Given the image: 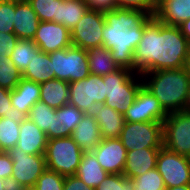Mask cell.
Here are the masks:
<instances>
[{
  "label": "cell",
  "instance_id": "1",
  "mask_svg": "<svg viewBox=\"0 0 190 190\" xmlns=\"http://www.w3.org/2000/svg\"><path fill=\"white\" fill-rule=\"evenodd\" d=\"M190 43L179 26H168L154 17L145 25L142 38L133 53L134 72L181 69L185 67Z\"/></svg>",
  "mask_w": 190,
  "mask_h": 190
},
{
  "label": "cell",
  "instance_id": "2",
  "mask_svg": "<svg viewBox=\"0 0 190 190\" xmlns=\"http://www.w3.org/2000/svg\"><path fill=\"white\" fill-rule=\"evenodd\" d=\"M103 46L112 53L120 68L134 72L133 53L142 38L145 25L153 15L141 10L115 8L103 12Z\"/></svg>",
  "mask_w": 190,
  "mask_h": 190
},
{
  "label": "cell",
  "instance_id": "3",
  "mask_svg": "<svg viewBox=\"0 0 190 190\" xmlns=\"http://www.w3.org/2000/svg\"><path fill=\"white\" fill-rule=\"evenodd\" d=\"M141 76L145 81L143 86L155 96L167 114L186 110L190 78L185 68L146 72Z\"/></svg>",
  "mask_w": 190,
  "mask_h": 190
},
{
  "label": "cell",
  "instance_id": "4",
  "mask_svg": "<svg viewBox=\"0 0 190 190\" xmlns=\"http://www.w3.org/2000/svg\"><path fill=\"white\" fill-rule=\"evenodd\" d=\"M140 78L142 76L139 73L127 68H120L103 76L106 94L104 104L124 114L129 106L133 104L138 91L143 86L144 81Z\"/></svg>",
  "mask_w": 190,
  "mask_h": 190
},
{
  "label": "cell",
  "instance_id": "5",
  "mask_svg": "<svg viewBox=\"0 0 190 190\" xmlns=\"http://www.w3.org/2000/svg\"><path fill=\"white\" fill-rule=\"evenodd\" d=\"M83 153L71 136L48 139L45 151L46 168L63 176L75 175Z\"/></svg>",
  "mask_w": 190,
  "mask_h": 190
},
{
  "label": "cell",
  "instance_id": "6",
  "mask_svg": "<svg viewBox=\"0 0 190 190\" xmlns=\"http://www.w3.org/2000/svg\"><path fill=\"white\" fill-rule=\"evenodd\" d=\"M55 79L73 82L86 78L90 72L87 50L71 45L49 53Z\"/></svg>",
  "mask_w": 190,
  "mask_h": 190
},
{
  "label": "cell",
  "instance_id": "7",
  "mask_svg": "<svg viewBox=\"0 0 190 190\" xmlns=\"http://www.w3.org/2000/svg\"><path fill=\"white\" fill-rule=\"evenodd\" d=\"M13 162L11 180L16 190H31L47 169L45 155H30L18 147L7 151Z\"/></svg>",
  "mask_w": 190,
  "mask_h": 190
},
{
  "label": "cell",
  "instance_id": "8",
  "mask_svg": "<svg viewBox=\"0 0 190 190\" xmlns=\"http://www.w3.org/2000/svg\"><path fill=\"white\" fill-rule=\"evenodd\" d=\"M119 139L128 151L163 146V122H126Z\"/></svg>",
  "mask_w": 190,
  "mask_h": 190
},
{
  "label": "cell",
  "instance_id": "9",
  "mask_svg": "<svg viewBox=\"0 0 190 190\" xmlns=\"http://www.w3.org/2000/svg\"><path fill=\"white\" fill-rule=\"evenodd\" d=\"M106 100L103 76L89 74L82 80L69 83V104L80 111L93 113L97 105Z\"/></svg>",
  "mask_w": 190,
  "mask_h": 190
},
{
  "label": "cell",
  "instance_id": "10",
  "mask_svg": "<svg viewBox=\"0 0 190 190\" xmlns=\"http://www.w3.org/2000/svg\"><path fill=\"white\" fill-rule=\"evenodd\" d=\"M163 146L190 158V111L169 113L163 121Z\"/></svg>",
  "mask_w": 190,
  "mask_h": 190
},
{
  "label": "cell",
  "instance_id": "11",
  "mask_svg": "<svg viewBox=\"0 0 190 190\" xmlns=\"http://www.w3.org/2000/svg\"><path fill=\"white\" fill-rule=\"evenodd\" d=\"M156 168L166 188L190 185V158L162 146L158 152Z\"/></svg>",
  "mask_w": 190,
  "mask_h": 190
},
{
  "label": "cell",
  "instance_id": "12",
  "mask_svg": "<svg viewBox=\"0 0 190 190\" xmlns=\"http://www.w3.org/2000/svg\"><path fill=\"white\" fill-rule=\"evenodd\" d=\"M104 24L105 18L102 11L88 9L70 31L72 45L84 50L103 46Z\"/></svg>",
  "mask_w": 190,
  "mask_h": 190
},
{
  "label": "cell",
  "instance_id": "13",
  "mask_svg": "<svg viewBox=\"0 0 190 190\" xmlns=\"http://www.w3.org/2000/svg\"><path fill=\"white\" fill-rule=\"evenodd\" d=\"M167 115L155 96L142 86L135 101L124 113V120L126 122H163Z\"/></svg>",
  "mask_w": 190,
  "mask_h": 190
},
{
  "label": "cell",
  "instance_id": "14",
  "mask_svg": "<svg viewBox=\"0 0 190 190\" xmlns=\"http://www.w3.org/2000/svg\"><path fill=\"white\" fill-rule=\"evenodd\" d=\"M33 41L45 53L68 48L72 45L70 30L54 21H40Z\"/></svg>",
  "mask_w": 190,
  "mask_h": 190
},
{
  "label": "cell",
  "instance_id": "15",
  "mask_svg": "<svg viewBox=\"0 0 190 190\" xmlns=\"http://www.w3.org/2000/svg\"><path fill=\"white\" fill-rule=\"evenodd\" d=\"M93 152L102 169L108 174H123L127 150L119 138H102Z\"/></svg>",
  "mask_w": 190,
  "mask_h": 190
},
{
  "label": "cell",
  "instance_id": "16",
  "mask_svg": "<svg viewBox=\"0 0 190 190\" xmlns=\"http://www.w3.org/2000/svg\"><path fill=\"white\" fill-rule=\"evenodd\" d=\"M48 138L34 122L27 117L20 123L19 138L16 147L26 154L45 155Z\"/></svg>",
  "mask_w": 190,
  "mask_h": 190
},
{
  "label": "cell",
  "instance_id": "17",
  "mask_svg": "<svg viewBox=\"0 0 190 190\" xmlns=\"http://www.w3.org/2000/svg\"><path fill=\"white\" fill-rule=\"evenodd\" d=\"M153 17L168 26H179L190 19V0H156Z\"/></svg>",
  "mask_w": 190,
  "mask_h": 190
},
{
  "label": "cell",
  "instance_id": "18",
  "mask_svg": "<svg viewBox=\"0 0 190 190\" xmlns=\"http://www.w3.org/2000/svg\"><path fill=\"white\" fill-rule=\"evenodd\" d=\"M71 137L83 152H92L98 147L102 137L99 125L92 113L84 114L71 133Z\"/></svg>",
  "mask_w": 190,
  "mask_h": 190
},
{
  "label": "cell",
  "instance_id": "19",
  "mask_svg": "<svg viewBox=\"0 0 190 190\" xmlns=\"http://www.w3.org/2000/svg\"><path fill=\"white\" fill-rule=\"evenodd\" d=\"M40 20L27 0H15L14 33L19 39L33 40Z\"/></svg>",
  "mask_w": 190,
  "mask_h": 190
},
{
  "label": "cell",
  "instance_id": "20",
  "mask_svg": "<svg viewBox=\"0 0 190 190\" xmlns=\"http://www.w3.org/2000/svg\"><path fill=\"white\" fill-rule=\"evenodd\" d=\"M160 148H145L127 152L123 175L132 179L156 168Z\"/></svg>",
  "mask_w": 190,
  "mask_h": 190
},
{
  "label": "cell",
  "instance_id": "21",
  "mask_svg": "<svg viewBox=\"0 0 190 190\" xmlns=\"http://www.w3.org/2000/svg\"><path fill=\"white\" fill-rule=\"evenodd\" d=\"M40 101V84L22 78L11 91V103L16 113L27 116L31 107Z\"/></svg>",
  "mask_w": 190,
  "mask_h": 190
},
{
  "label": "cell",
  "instance_id": "22",
  "mask_svg": "<svg viewBox=\"0 0 190 190\" xmlns=\"http://www.w3.org/2000/svg\"><path fill=\"white\" fill-rule=\"evenodd\" d=\"M92 114L99 125L102 138L111 139L120 137L125 123L124 114L108 107L106 104L97 105Z\"/></svg>",
  "mask_w": 190,
  "mask_h": 190
},
{
  "label": "cell",
  "instance_id": "23",
  "mask_svg": "<svg viewBox=\"0 0 190 190\" xmlns=\"http://www.w3.org/2000/svg\"><path fill=\"white\" fill-rule=\"evenodd\" d=\"M56 114L54 131L46 132L48 139L70 137L85 113L68 103L56 109Z\"/></svg>",
  "mask_w": 190,
  "mask_h": 190
},
{
  "label": "cell",
  "instance_id": "24",
  "mask_svg": "<svg viewBox=\"0 0 190 190\" xmlns=\"http://www.w3.org/2000/svg\"><path fill=\"white\" fill-rule=\"evenodd\" d=\"M75 175L87 186L95 189L109 174L102 169L98 163L95 153L92 151L83 153L80 165Z\"/></svg>",
  "mask_w": 190,
  "mask_h": 190
},
{
  "label": "cell",
  "instance_id": "25",
  "mask_svg": "<svg viewBox=\"0 0 190 190\" xmlns=\"http://www.w3.org/2000/svg\"><path fill=\"white\" fill-rule=\"evenodd\" d=\"M40 101L58 109L69 102V82L52 79L40 84Z\"/></svg>",
  "mask_w": 190,
  "mask_h": 190
},
{
  "label": "cell",
  "instance_id": "26",
  "mask_svg": "<svg viewBox=\"0 0 190 190\" xmlns=\"http://www.w3.org/2000/svg\"><path fill=\"white\" fill-rule=\"evenodd\" d=\"M23 78L36 82L38 84L55 79V73L52 67L49 53L38 49L34 57L22 73Z\"/></svg>",
  "mask_w": 190,
  "mask_h": 190
},
{
  "label": "cell",
  "instance_id": "27",
  "mask_svg": "<svg viewBox=\"0 0 190 190\" xmlns=\"http://www.w3.org/2000/svg\"><path fill=\"white\" fill-rule=\"evenodd\" d=\"M87 55L90 74L105 76L120 69L119 65L112 59L111 50L104 46L88 49Z\"/></svg>",
  "mask_w": 190,
  "mask_h": 190
},
{
  "label": "cell",
  "instance_id": "28",
  "mask_svg": "<svg viewBox=\"0 0 190 190\" xmlns=\"http://www.w3.org/2000/svg\"><path fill=\"white\" fill-rule=\"evenodd\" d=\"M88 9V4L83 0H59L56 23L64 25L71 31Z\"/></svg>",
  "mask_w": 190,
  "mask_h": 190
},
{
  "label": "cell",
  "instance_id": "29",
  "mask_svg": "<svg viewBox=\"0 0 190 190\" xmlns=\"http://www.w3.org/2000/svg\"><path fill=\"white\" fill-rule=\"evenodd\" d=\"M21 113L0 118V151L7 152L17 145L20 123L25 119Z\"/></svg>",
  "mask_w": 190,
  "mask_h": 190
},
{
  "label": "cell",
  "instance_id": "30",
  "mask_svg": "<svg viewBox=\"0 0 190 190\" xmlns=\"http://www.w3.org/2000/svg\"><path fill=\"white\" fill-rule=\"evenodd\" d=\"M26 117L45 133L54 131L55 118H57L56 109L46 103L42 101L36 102Z\"/></svg>",
  "mask_w": 190,
  "mask_h": 190
},
{
  "label": "cell",
  "instance_id": "31",
  "mask_svg": "<svg viewBox=\"0 0 190 190\" xmlns=\"http://www.w3.org/2000/svg\"><path fill=\"white\" fill-rule=\"evenodd\" d=\"M38 49L33 40L19 39L13 52L10 54V58L14 65L23 73Z\"/></svg>",
  "mask_w": 190,
  "mask_h": 190
},
{
  "label": "cell",
  "instance_id": "32",
  "mask_svg": "<svg viewBox=\"0 0 190 190\" xmlns=\"http://www.w3.org/2000/svg\"><path fill=\"white\" fill-rule=\"evenodd\" d=\"M23 78L10 56H0V87L12 91Z\"/></svg>",
  "mask_w": 190,
  "mask_h": 190
},
{
  "label": "cell",
  "instance_id": "33",
  "mask_svg": "<svg viewBox=\"0 0 190 190\" xmlns=\"http://www.w3.org/2000/svg\"><path fill=\"white\" fill-rule=\"evenodd\" d=\"M135 190H166L163 177L157 168L130 179Z\"/></svg>",
  "mask_w": 190,
  "mask_h": 190
},
{
  "label": "cell",
  "instance_id": "34",
  "mask_svg": "<svg viewBox=\"0 0 190 190\" xmlns=\"http://www.w3.org/2000/svg\"><path fill=\"white\" fill-rule=\"evenodd\" d=\"M40 21H54L58 18L59 0H27Z\"/></svg>",
  "mask_w": 190,
  "mask_h": 190
},
{
  "label": "cell",
  "instance_id": "35",
  "mask_svg": "<svg viewBox=\"0 0 190 190\" xmlns=\"http://www.w3.org/2000/svg\"><path fill=\"white\" fill-rule=\"evenodd\" d=\"M65 176L46 169L31 190H64Z\"/></svg>",
  "mask_w": 190,
  "mask_h": 190
},
{
  "label": "cell",
  "instance_id": "36",
  "mask_svg": "<svg viewBox=\"0 0 190 190\" xmlns=\"http://www.w3.org/2000/svg\"><path fill=\"white\" fill-rule=\"evenodd\" d=\"M15 0H0V32L14 33Z\"/></svg>",
  "mask_w": 190,
  "mask_h": 190
},
{
  "label": "cell",
  "instance_id": "37",
  "mask_svg": "<svg viewBox=\"0 0 190 190\" xmlns=\"http://www.w3.org/2000/svg\"><path fill=\"white\" fill-rule=\"evenodd\" d=\"M118 8L141 10L154 15L157 7L156 0H115Z\"/></svg>",
  "mask_w": 190,
  "mask_h": 190
},
{
  "label": "cell",
  "instance_id": "38",
  "mask_svg": "<svg viewBox=\"0 0 190 190\" xmlns=\"http://www.w3.org/2000/svg\"><path fill=\"white\" fill-rule=\"evenodd\" d=\"M18 40L15 33L0 32V56H10Z\"/></svg>",
  "mask_w": 190,
  "mask_h": 190
},
{
  "label": "cell",
  "instance_id": "39",
  "mask_svg": "<svg viewBox=\"0 0 190 190\" xmlns=\"http://www.w3.org/2000/svg\"><path fill=\"white\" fill-rule=\"evenodd\" d=\"M124 189L123 174H109L95 190H122Z\"/></svg>",
  "mask_w": 190,
  "mask_h": 190
},
{
  "label": "cell",
  "instance_id": "40",
  "mask_svg": "<svg viewBox=\"0 0 190 190\" xmlns=\"http://www.w3.org/2000/svg\"><path fill=\"white\" fill-rule=\"evenodd\" d=\"M15 109L11 103V91L0 87V118L14 115Z\"/></svg>",
  "mask_w": 190,
  "mask_h": 190
},
{
  "label": "cell",
  "instance_id": "41",
  "mask_svg": "<svg viewBox=\"0 0 190 190\" xmlns=\"http://www.w3.org/2000/svg\"><path fill=\"white\" fill-rule=\"evenodd\" d=\"M13 162L7 152L0 151V178L11 179Z\"/></svg>",
  "mask_w": 190,
  "mask_h": 190
},
{
  "label": "cell",
  "instance_id": "42",
  "mask_svg": "<svg viewBox=\"0 0 190 190\" xmlns=\"http://www.w3.org/2000/svg\"><path fill=\"white\" fill-rule=\"evenodd\" d=\"M64 190H95L94 188L87 186L76 175L65 176Z\"/></svg>",
  "mask_w": 190,
  "mask_h": 190
},
{
  "label": "cell",
  "instance_id": "43",
  "mask_svg": "<svg viewBox=\"0 0 190 190\" xmlns=\"http://www.w3.org/2000/svg\"><path fill=\"white\" fill-rule=\"evenodd\" d=\"M88 4L89 9L98 11H108L117 8L115 0H83Z\"/></svg>",
  "mask_w": 190,
  "mask_h": 190
},
{
  "label": "cell",
  "instance_id": "44",
  "mask_svg": "<svg viewBox=\"0 0 190 190\" xmlns=\"http://www.w3.org/2000/svg\"><path fill=\"white\" fill-rule=\"evenodd\" d=\"M181 33L186 37L190 43V19L184 21L179 25Z\"/></svg>",
  "mask_w": 190,
  "mask_h": 190
},
{
  "label": "cell",
  "instance_id": "45",
  "mask_svg": "<svg viewBox=\"0 0 190 190\" xmlns=\"http://www.w3.org/2000/svg\"><path fill=\"white\" fill-rule=\"evenodd\" d=\"M0 190H16L11 179L0 178Z\"/></svg>",
  "mask_w": 190,
  "mask_h": 190
},
{
  "label": "cell",
  "instance_id": "46",
  "mask_svg": "<svg viewBox=\"0 0 190 190\" xmlns=\"http://www.w3.org/2000/svg\"><path fill=\"white\" fill-rule=\"evenodd\" d=\"M122 190H135L131 180L127 179L125 176H124V189Z\"/></svg>",
  "mask_w": 190,
  "mask_h": 190
},
{
  "label": "cell",
  "instance_id": "47",
  "mask_svg": "<svg viewBox=\"0 0 190 190\" xmlns=\"http://www.w3.org/2000/svg\"><path fill=\"white\" fill-rule=\"evenodd\" d=\"M185 70H186V72H187V75L189 76V78H190V52H189V55H188V57H187V59H186V62H185Z\"/></svg>",
  "mask_w": 190,
  "mask_h": 190
},
{
  "label": "cell",
  "instance_id": "48",
  "mask_svg": "<svg viewBox=\"0 0 190 190\" xmlns=\"http://www.w3.org/2000/svg\"><path fill=\"white\" fill-rule=\"evenodd\" d=\"M166 190H190V185H182L178 187L166 188Z\"/></svg>",
  "mask_w": 190,
  "mask_h": 190
},
{
  "label": "cell",
  "instance_id": "49",
  "mask_svg": "<svg viewBox=\"0 0 190 190\" xmlns=\"http://www.w3.org/2000/svg\"><path fill=\"white\" fill-rule=\"evenodd\" d=\"M187 111H190V91H189V98H188V103H187Z\"/></svg>",
  "mask_w": 190,
  "mask_h": 190
}]
</instances>
